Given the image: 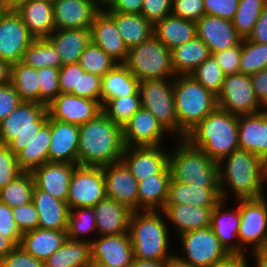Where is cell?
<instances>
[{
	"instance_id": "cell-1",
	"label": "cell",
	"mask_w": 267,
	"mask_h": 267,
	"mask_svg": "<svg viewBox=\"0 0 267 267\" xmlns=\"http://www.w3.org/2000/svg\"><path fill=\"white\" fill-rule=\"evenodd\" d=\"M221 200L259 199L266 196L262 158L244 149H236L218 162ZM231 196V197H230Z\"/></svg>"
},
{
	"instance_id": "cell-2",
	"label": "cell",
	"mask_w": 267,
	"mask_h": 267,
	"mask_svg": "<svg viewBox=\"0 0 267 267\" xmlns=\"http://www.w3.org/2000/svg\"><path fill=\"white\" fill-rule=\"evenodd\" d=\"M122 126L103 112L79 126L78 165L104 167L120 161L124 153Z\"/></svg>"
},
{
	"instance_id": "cell-3",
	"label": "cell",
	"mask_w": 267,
	"mask_h": 267,
	"mask_svg": "<svg viewBox=\"0 0 267 267\" xmlns=\"http://www.w3.org/2000/svg\"><path fill=\"white\" fill-rule=\"evenodd\" d=\"M129 235L134 258L166 260L175 251L170 230L163 211H133L129 222ZM172 246V247H171Z\"/></svg>"
},
{
	"instance_id": "cell-4",
	"label": "cell",
	"mask_w": 267,
	"mask_h": 267,
	"mask_svg": "<svg viewBox=\"0 0 267 267\" xmlns=\"http://www.w3.org/2000/svg\"><path fill=\"white\" fill-rule=\"evenodd\" d=\"M238 116L216 107L185 139L217 163L239 148Z\"/></svg>"
},
{
	"instance_id": "cell-5",
	"label": "cell",
	"mask_w": 267,
	"mask_h": 267,
	"mask_svg": "<svg viewBox=\"0 0 267 267\" xmlns=\"http://www.w3.org/2000/svg\"><path fill=\"white\" fill-rule=\"evenodd\" d=\"M172 144L169 166L175 181L202 187H219L216 161L203 150L193 147L186 139H174Z\"/></svg>"
},
{
	"instance_id": "cell-6",
	"label": "cell",
	"mask_w": 267,
	"mask_h": 267,
	"mask_svg": "<svg viewBox=\"0 0 267 267\" xmlns=\"http://www.w3.org/2000/svg\"><path fill=\"white\" fill-rule=\"evenodd\" d=\"M173 94L178 118V139H185L186 134L217 107V96L191 75L174 77Z\"/></svg>"
},
{
	"instance_id": "cell-7",
	"label": "cell",
	"mask_w": 267,
	"mask_h": 267,
	"mask_svg": "<svg viewBox=\"0 0 267 267\" xmlns=\"http://www.w3.org/2000/svg\"><path fill=\"white\" fill-rule=\"evenodd\" d=\"M47 105L21 102L8 117L0 122V144H5L17 155L48 122Z\"/></svg>"
},
{
	"instance_id": "cell-8",
	"label": "cell",
	"mask_w": 267,
	"mask_h": 267,
	"mask_svg": "<svg viewBox=\"0 0 267 267\" xmlns=\"http://www.w3.org/2000/svg\"><path fill=\"white\" fill-rule=\"evenodd\" d=\"M123 64L139 81L175 77L171 51L154 35L130 48Z\"/></svg>"
},
{
	"instance_id": "cell-9",
	"label": "cell",
	"mask_w": 267,
	"mask_h": 267,
	"mask_svg": "<svg viewBox=\"0 0 267 267\" xmlns=\"http://www.w3.org/2000/svg\"><path fill=\"white\" fill-rule=\"evenodd\" d=\"M173 86L174 78L139 81V93L142 107L157 118L173 139H178V118Z\"/></svg>"
},
{
	"instance_id": "cell-10",
	"label": "cell",
	"mask_w": 267,
	"mask_h": 267,
	"mask_svg": "<svg viewBox=\"0 0 267 267\" xmlns=\"http://www.w3.org/2000/svg\"><path fill=\"white\" fill-rule=\"evenodd\" d=\"M176 239L181 247L177 255L192 267H210L230 254L210 227L186 232ZM178 249H182L181 254Z\"/></svg>"
},
{
	"instance_id": "cell-11",
	"label": "cell",
	"mask_w": 267,
	"mask_h": 267,
	"mask_svg": "<svg viewBox=\"0 0 267 267\" xmlns=\"http://www.w3.org/2000/svg\"><path fill=\"white\" fill-rule=\"evenodd\" d=\"M238 240L247 251L267 248V195L259 199L239 200Z\"/></svg>"
},
{
	"instance_id": "cell-12",
	"label": "cell",
	"mask_w": 267,
	"mask_h": 267,
	"mask_svg": "<svg viewBox=\"0 0 267 267\" xmlns=\"http://www.w3.org/2000/svg\"><path fill=\"white\" fill-rule=\"evenodd\" d=\"M217 107L237 116L265 109L256 98L250 75L241 72L225 76L222 89L217 95Z\"/></svg>"
},
{
	"instance_id": "cell-13",
	"label": "cell",
	"mask_w": 267,
	"mask_h": 267,
	"mask_svg": "<svg viewBox=\"0 0 267 267\" xmlns=\"http://www.w3.org/2000/svg\"><path fill=\"white\" fill-rule=\"evenodd\" d=\"M106 197L102 167L77 166L69 184V209L94 207Z\"/></svg>"
},
{
	"instance_id": "cell-14",
	"label": "cell",
	"mask_w": 267,
	"mask_h": 267,
	"mask_svg": "<svg viewBox=\"0 0 267 267\" xmlns=\"http://www.w3.org/2000/svg\"><path fill=\"white\" fill-rule=\"evenodd\" d=\"M35 40L14 9L0 16V60L10 64L22 61L24 52Z\"/></svg>"
},
{
	"instance_id": "cell-15",
	"label": "cell",
	"mask_w": 267,
	"mask_h": 267,
	"mask_svg": "<svg viewBox=\"0 0 267 267\" xmlns=\"http://www.w3.org/2000/svg\"><path fill=\"white\" fill-rule=\"evenodd\" d=\"M122 131L125 147L170 145V140L166 138L170 136L171 139V135L157 118L143 107L123 125Z\"/></svg>"
},
{
	"instance_id": "cell-16",
	"label": "cell",
	"mask_w": 267,
	"mask_h": 267,
	"mask_svg": "<svg viewBox=\"0 0 267 267\" xmlns=\"http://www.w3.org/2000/svg\"><path fill=\"white\" fill-rule=\"evenodd\" d=\"M50 118L61 122L82 125L96 118L102 110L97 100L79 97L70 93H60L48 105Z\"/></svg>"
},
{
	"instance_id": "cell-17",
	"label": "cell",
	"mask_w": 267,
	"mask_h": 267,
	"mask_svg": "<svg viewBox=\"0 0 267 267\" xmlns=\"http://www.w3.org/2000/svg\"><path fill=\"white\" fill-rule=\"evenodd\" d=\"M165 145L125 147L121 160L139 182L159 174L169 164V149Z\"/></svg>"
},
{
	"instance_id": "cell-18",
	"label": "cell",
	"mask_w": 267,
	"mask_h": 267,
	"mask_svg": "<svg viewBox=\"0 0 267 267\" xmlns=\"http://www.w3.org/2000/svg\"><path fill=\"white\" fill-rule=\"evenodd\" d=\"M91 261L107 267H130L134 258L129 232L97 235L90 243Z\"/></svg>"
},
{
	"instance_id": "cell-19",
	"label": "cell",
	"mask_w": 267,
	"mask_h": 267,
	"mask_svg": "<svg viewBox=\"0 0 267 267\" xmlns=\"http://www.w3.org/2000/svg\"><path fill=\"white\" fill-rule=\"evenodd\" d=\"M234 201L237 204L235 203L232 208L228 205V203L231 202H227L225 200H221L213 208L210 228L230 254H247L248 252L240 245L238 240V230L241 216L239 210V200Z\"/></svg>"
},
{
	"instance_id": "cell-20",
	"label": "cell",
	"mask_w": 267,
	"mask_h": 267,
	"mask_svg": "<svg viewBox=\"0 0 267 267\" xmlns=\"http://www.w3.org/2000/svg\"><path fill=\"white\" fill-rule=\"evenodd\" d=\"M106 196L138 211V181L120 160L102 167Z\"/></svg>"
},
{
	"instance_id": "cell-21",
	"label": "cell",
	"mask_w": 267,
	"mask_h": 267,
	"mask_svg": "<svg viewBox=\"0 0 267 267\" xmlns=\"http://www.w3.org/2000/svg\"><path fill=\"white\" fill-rule=\"evenodd\" d=\"M196 23L197 37L208 46L211 55L242 43L243 38L230 20L203 15Z\"/></svg>"
},
{
	"instance_id": "cell-22",
	"label": "cell",
	"mask_w": 267,
	"mask_h": 267,
	"mask_svg": "<svg viewBox=\"0 0 267 267\" xmlns=\"http://www.w3.org/2000/svg\"><path fill=\"white\" fill-rule=\"evenodd\" d=\"M101 9L94 0H56L53 2L55 28H91Z\"/></svg>"
},
{
	"instance_id": "cell-23",
	"label": "cell",
	"mask_w": 267,
	"mask_h": 267,
	"mask_svg": "<svg viewBox=\"0 0 267 267\" xmlns=\"http://www.w3.org/2000/svg\"><path fill=\"white\" fill-rule=\"evenodd\" d=\"M77 164L46 162L31 173L34 185L54 198L67 202L69 184Z\"/></svg>"
},
{
	"instance_id": "cell-24",
	"label": "cell",
	"mask_w": 267,
	"mask_h": 267,
	"mask_svg": "<svg viewBox=\"0 0 267 267\" xmlns=\"http://www.w3.org/2000/svg\"><path fill=\"white\" fill-rule=\"evenodd\" d=\"M79 126L51 118L49 162H66L78 165Z\"/></svg>"
},
{
	"instance_id": "cell-25",
	"label": "cell",
	"mask_w": 267,
	"mask_h": 267,
	"mask_svg": "<svg viewBox=\"0 0 267 267\" xmlns=\"http://www.w3.org/2000/svg\"><path fill=\"white\" fill-rule=\"evenodd\" d=\"M91 41L117 63L125 62L129 50L114 20L103 9L96 14L91 25Z\"/></svg>"
},
{
	"instance_id": "cell-26",
	"label": "cell",
	"mask_w": 267,
	"mask_h": 267,
	"mask_svg": "<svg viewBox=\"0 0 267 267\" xmlns=\"http://www.w3.org/2000/svg\"><path fill=\"white\" fill-rule=\"evenodd\" d=\"M214 207L192 205H165L162 210L170 230L176 238L186 232L210 227L211 213Z\"/></svg>"
},
{
	"instance_id": "cell-27",
	"label": "cell",
	"mask_w": 267,
	"mask_h": 267,
	"mask_svg": "<svg viewBox=\"0 0 267 267\" xmlns=\"http://www.w3.org/2000/svg\"><path fill=\"white\" fill-rule=\"evenodd\" d=\"M239 148L259 157L267 154V109L238 116Z\"/></svg>"
},
{
	"instance_id": "cell-28",
	"label": "cell",
	"mask_w": 267,
	"mask_h": 267,
	"mask_svg": "<svg viewBox=\"0 0 267 267\" xmlns=\"http://www.w3.org/2000/svg\"><path fill=\"white\" fill-rule=\"evenodd\" d=\"M97 235H115L128 232L133 212L127 205L105 197L94 207Z\"/></svg>"
},
{
	"instance_id": "cell-29",
	"label": "cell",
	"mask_w": 267,
	"mask_h": 267,
	"mask_svg": "<svg viewBox=\"0 0 267 267\" xmlns=\"http://www.w3.org/2000/svg\"><path fill=\"white\" fill-rule=\"evenodd\" d=\"M35 39L48 38L56 29L53 3L45 0H28L14 9Z\"/></svg>"
},
{
	"instance_id": "cell-30",
	"label": "cell",
	"mask_w": 267,
	"mask_h": 267,
	"mask_svg": "<svg viewBox=\"0 0 267 267\" xmlns=\"http://www.w3.org/2000/svg\"><path fill=\"white\" fill-rule=\"evenodd\" d=\"M221 201L219 187H202L170 179L165 205L215 207Z\"/></svg>"
},
{
	"instance_id": "cell-31",
	"label": "cell",
	"mask_w": 267,
	"mask_h": 267,
	"mask_svg": "<svg viewBox=\"0 0 267 267\" xmlns=\"http://www.w3.org/2000/svg\"><path fill=\"white\" fill-rule=\"evenodd\" d=\"M47 39L59 53L62 65L77 63L91 42V28L55 29Z\"/></svg>"
},
{
	"instance_id": "cell-32",
	"label": "cell",
	"mask_w": 267,
	"mask_h": 267,
	"mask_svg": "<svg viewBox=\"0 0 267 267\" xmlns=\"http://www.w3.org/2000/svg\"><path fill=\"white\" fill-rule=\"evenodd\" d=\"M32 201L38 211L39 228L67 230L70 211L67 202L54 198L36 186L33 190Z\"/></svg>"
},
{
	"instance_id": "cell-33",
	"label": "cell",
	"mask_w": 267,
	"mask_h": 267,
	"mask_svg": "<svg viewBox=\"0 0 267 267\" xmlns=\"http://www.w3.org/2000/svg\"><path fill=\"white\" fill-rule=\"evenodd\" d=\"M171 179L169 164L159 173L138 182V210L162 211Z\"/></svg>"
},
{
	"instance_id": "cell-34",
	"label": "cell",
	"mask_w": 267,
	"mask_h": 267,
	"mask_svg": "<svg viewBox=\"0 0 267 267\" xmlns=\"http://www.w3.org/2000/svg\"><path fill=\"white\" fill-rule=\"evenodd\" d=\"M66 231L36 228L23 233L19 246L35 258L45 261L66 241Z\"/></svg>"
},
{
	"instance_id": "cell-35",
	"label": "cell",
	"mask_w": 267,
	"mask_h": 267,
	"mask_svg": "<svg viewBox=\"0 0 267 267\" xmlns=\"http://www.w3.org/2000/svg\"><path fill=\"white\" fill-rule=\"evenodd\" d=\"M154 36L171 51L197 37V23L170 14L154 25Z\"/></svg>"
},
{
	"instance_id": "cell-36",
	"label": "cell",
	"mask_w": 267,
	"mask_h": 267,
	"mask_svg": "<svg viewBox=\"0 0 267 267\" xmlns=\"http://www.w3.org/2000/svg\"><path fill=\"white\" fill-rule=\"evenodd\" d=\"M106 13L114 20L128 50L149 40L154 35V25L142 14Z\"/></svg>"
},
{
	"instance_id": "cell-37",
	"label": "cell",
	"mask_w": 267,
	"mask_h": 267,
	"mask_svg": "<svg viewBox=\"0 0 267 267\" xmlns=\"http://www.w3.org/2000/svg\"><path fill=\"white\" fill-rule=\"evenodd\" d=\"M138 90L139 80L123 63H117L101 78V104L112 98L134 95Z\"/></svg>"
},
{
	"instance_id": "cell-38",
	"label": "cell",
	"mask_w": 267,
	"mask_h": 267,
	"mask_svg": "<svg viewBox=\"0 0 267 267\" xmlns=\"http://www.w3.org/2000/svg\"><path fill=\"white\" fill-rule=\"evenodd\" d=\"M210 55L208 46L198 37L174 48L171 58L175 76L190 75Z\"/></svg>"
},
{
	"instance_id": "cell-39",
	"label": "cell",
	"mask_w": 267,
	"mask_h": 267,
	"mask_svg": "<svg viewBox=\"0 0 267 267\" xmlns=\"http://www.w3.org/2000/svg\"><path fill=\"white\" fill-rule=\"evenodd\" d=\"M51 141V118L41 128L36 137L18 154L17 161L23 172H32L34 169L48 162V151Z\"/></svg>"
},
{
	"instance_id": "cell-40",
	"label": "cell",
	"mask_w": 267,
	"mask_h": 267,
	"mask_svg": "<svg viewBox=\"0 0 267 267\" xmlns=\"http://www.w3.org/2000/svg\"><path fill=\"white\" fill-rule=\"evenodd\" d=\"M90 262L88 242L66 239L63 245L44 261V267H87Z\"/></svg>"
},
{
	"instance_id": "cell-41",
	"label": "cell",
	"mask_w": 267,
	"mask_h": 267,
	"mask_svg": "<svg viewBox=\"0 0 267 267\" xmlns=\"http://www.w3.org/2000/svg\"><path fill=\"white\" fill-rule=\"evenodd\" d=\"M10 83L22 102L39 103V77L37 69L17 62L11 64Z\"/></svg>"
},
{
	"instance_id": "cell-42",
	"label": "cell",
	"mask_w": 267,
	"mask_h": 267,
	"mask_svg": "<svg viewBox=\"0 0 267 267\" xmlns=\"http://www.w3.org/2000/svg\"><path fill=\"white\" fill-rule=\"evenodd\" d=\"M67 239L85 241L89 244L97 236L93 207L71 208L68 217Z\"/></svg>"
},
{
	"instance_id": "cell-43",
	"label": "cell",
	"mask_w": 267,
	"mask_h": 267,
	"mask_svg": "<svg viewBox=\"0 0 267 267\" xmlns=\"http://www.w3.org/2000/svg\"><path fill=\"white\" fill-rule=\"evenodd\" d=\"M21 62L35 69H60L63 66L59 53L47 38L35 39L24 52Z\"/></svg>"
},
{
	"instance_id": "cell-44",
	"label": "cell",
	"mask_w": 267,
	"mask_h": 267,
	"mask_svg": "<svg viewBox=\"0 0 267 267\" xmlns=\"http://www.w3.org/2000/svg\"><path fill=\"white\" fill-rule=\"evenodd\" d=\"M34 179L31 172H23L14 181L0 190V202L11 208L32 202Z\"/></svg>"
},
{
	"instance_id": "cell-45",
	"label": "cell",
	"mask_w": 267,
	"mask_h": 267,
	"mask_svg": "<svg viewBox=\"0 0 267 267\" xmlns=\"http://www.w3.org/2000/svg\"><path fill=\"white\" fill-rule=\"evenodd\" d=\"M142 107L139 90L134 95L109 99L103 113L113 122L123 125Z\"/></svg>"
},
{
	"instance_id": "cell-46",
	"label": "cell",
	"mask_w": 267,
	"mask_h": 267,
	"mask_svg": "<svg viewBox=\"0 0 267 267\" xmlns=\"http://www.w3.org/2000/svg\"><path fill=\"white\" fill-rule=\"evenodd\" d=\"M267 67V43H256L247 38L241 43L240 72L251 75Z\"/></svg>"
},
{
	"instance_id": "cell-47",
	"label": "cell",
	"mask_w": 267,
	"mask_h": 267,
	"mask_svg": "<svg viewBox=\"0 0 267 267\" xmlns=\"http://www.w3.org/2000/svg\"><path fill=\"white\" fill-rule=\"evenodd\" d=\"M78 63L85 72L101 78L117 64L114 59L92 41L81 54Z\"/></svg>"
},
{
	"instance_id": "cell-48",
	"label": "cell",
	"mask_w": 267,
	"mask_h": 267,
	"mask_svg": "<svg viewBox=\"0 0 267 267\" xmlns=\"http://www.w3.org/2000/svg\"><path fill=\"white\" fill-rule=\"evenodd\" d=\"M190 75L216 96L220 93L226 76L213 55H210Z\"/></svg>"
},
{
	"instance_id": "cell-49",
	"label": "cell",
	"mask_w": 267,
	"mask_h": 267,
	"mask_svg": "<svg viewBox=\"0 0 267 267\" xmlns=\"http://www.w3.org/2000/svg\"><path fill=\"white\" fill-rule=\"evenodd\" d=\"M37 73L39 77V104L48 105L60 94L59 69L44 67L37 69Z\"/></svg>"
},
{
	"instance_id": "cell-50",
	"label": "cell",
	"mask_w": 267,
	"mask_h": 267,
	"mask_svg": "<svg viewBox=\"0 0 267 267\" xmlns=\"http://www.w3.org/2000/svg\"><path fill=\"white\" fill-rule=\"evenodd\" d=\"M22 173L23 171L17 161V155L7 145L0 144V190Z\"/></svg>"
},
{
	"instance_id": "cell-51",
	"label": "cell",
	"mask_w": 267,
	"mask_h": 267,
	"mask_svg": "<svg viewBox=\"0 0 267 267\" xmlns=\"http://www.w3.org/2000/svg\"><path fill=\"white\" fill-rule=\"evenodd\" d=\"M80 72H85L77 63L63 65L59 69L60 93H70L79 96Z\"/></svg>"
},
{
	"instance_id": "cell-52",
	"label": "cell",
	"mask_w": 267,
	"mask_h": 267,
	"mask_svg": "<svg viewBox=\"0 0 267 267\" xmlns=\"http://www.w3.org/2000/svg\"><path fill=\"white\" fill-rule=\"evenodd\" d=\"M11 211L22 234L39 228V215L33 201L23 206L11 208Z\"/></svg>"
},
{
	"instance_id": "cell-53",
	"label": "cell",
	"mask_w": 267,
	"mask_h": 267,
	"mask_svg": "<svg viewBox=\"0 0 267 267\" xmlns=\"http://www.w3.org/2000/svg\"><path fill=\"white\" fill-rule=\"evenodd\" d=\"M171 14L197 22L205 15L203 0H173Z\"/></svg>"
},
{
	"instance_id": "cell-54",
	"label": "cell",
	"mask_w": 267,
	"mask_h": 267,
	"mask_svg": "<svg viewBox=\"0 0 267 267\" xmlns=\"http://www.w3.org/2000/svg\"><path fill=\"white\" fill-rule=\"evenodd\" d=\"M225 75L240 73L241 44L212 54Z\"/></svg>"
},
{
	"instance_id": "cell-55",
	"label": "cell",
	"mask_w": 267,
	"mask_h": 267,
	"mask_svg": "<svg viewBox=\"0 0 267 267\" xmlns=\"http://www.w3.org/2000/svg\"><path fill=\"white\" fill-rule=\"evenodd\" d=\"M203 4L205 15L232 21L239 6V0H203Z\"/></svg>"
},
{
	"instance_id": "cell-56",
	"label": "cell",
	"mask_w": 267,
	"mask_h": 267,
	"mask_svg": "<svg viewBox=\"0 0 267 267\" xmlns=\"http://www.w3.org/2000/svg\"><path fill=\"white\" fill-rule=\"evenodd\" d=\"M173 0H143L141 14L153 25L170 15Z\"/></svg>"
},
{
	"instance_id": "cell-57",
	"label": "cell",
	"mask_w": 267,
	"mask_h": 267,
	"mask_svg": "<svg viewBox=\"0 0 267 267\" xmlns=\"http://www.w3.org/2000/svg\"><path fill=\"white\" fill-rule=\"evenodd\" d=\"M0 267H44V261L35 258L17 246L2 259Z\"/></svg>"
},
{
	"instance_id": "cell-58",
	"label": "cell",
	"mask_w": 267,
	"mask_h": 267,
	"mask_svg": "<svg viewBox=\"0 0 267 267\" xmlns=\"http://www.w3.org/2000/svg\"><path fill=\"white\" fill-rule=\"evenodd\" d=\"M0 233L10 238L17 246L20 245L22 233L14 221L11 207L0 202Z\"/></svg>"
},
{
	"instance_id": "cell-59",
	"label": "cell",
	"mask_w": 267,
	"mask_h": 267,
	"mask_svg": "<svg viewBox=\"0 0 267 267\" xmlns=\"http://www.w3.org/2000/svg\"><path fill=\"white\" fill-rule=\"evenodd\" d=\"M79 97L97 100L101 103V77L89 72H80Z\"/></svg>"
},
{
	"instance_id": "cell-60",
	"label": "cell",
	"mask_w": 267,
	"mask_h": 267,
	"mask_svg": "<svg viewBox=\"0 0 267 267\" xmlns=\"http://www.w3.org/2000/svg\"><path fill=\"white\" fill-rule=\"evenodd\" d=\"M22 101L11 83L0 86V122L9 116Z\"/></svg>"
},
{
	"instance_id": "cell-61",
	"label": "cell",
	"mask_w": 267,
	"mask_h": 267,
	"mask_svg": "<svg viewBox=\"0 0 267 267\" xmlns=\"http://www.w3.org/2000/svg\"><path fill=\"white\" fill-rule=\"evenodd\" d=\"M261 12H248L237 10L232 20L237 33L246 39L251 34Z\"/></svg>"
},
{
	"instance_id": "cell-62",
	"label": "cell",
	"mask_w": 267,
	"mask_h": 267,
	"mask_svg": "<svg viewBox=\"0 0 267 267\" xmlns=\"http://www.w3.org/2000/svg\"><path fill=\"white\" fill-rule=\"evenodd\" d=\"M250 79L256 98L267 109V67L251 74Z\"/></svg>"
},
{
	"instance_id": "cell-63",
	"label": "cell",
	"mask_w": 267,
	"mask_h": 267,
	"mask_svg": "<svg viewBox=\"0 0 267 267\" xmlns=\"http://www.w3.org/2000/svg\"><path fill=\"white\" fill-rule=\"evenodd\" d=\"M143 0H111L102 9L105 12L141 14Z\"/></svg>"
},
{
	"instance_id": "cell-64",
	"label": "cell",
	"mask_w": 267,
	"mask_h": 267,
	"mask_svg": "<svg viewBox=\"0 0 267 267\" xmlns=\"http://www.w3.org/2000/svg\"><path fill=\"white\" fill-rule=\"evenodd\" d=\"M247 39L256 43H267V4Z\"/></svg>"
},
{
	"instance_id": "cell-65",
	"label": "cell",
	"mask_w": 267,
	"mask_h": 267,
	"mask_svg": "<svg viewBox=\"0 0 267 267\" xmlns=\"http://www.w3.org/2000/svg\"><path fill=\"white\" fill-rule=\"evenodd\" d=\"M210 267H250L248 254H229L226 258Z\"/></svg>"
},
{
	"instance_id": "cell-66",
	"label": "cell",
	"mask_w": 267,
	"mask_h": 267,
	"mask_svg": "<svg viewBox=\"0 0 267 267\" xmlns=\"http://www.w3.org/2000/svg\"><path fill=\"white\" fill-rule=\"evenodd\" d=\"M247 254L248 257L251 256L248 260L249 264L255 265L253 267H267V248L254 249Z\"/></svg>"
},
{
	"instance_id": "cell-67",
	"label": "cell",
	"mask_w": 267,
	"mask_h": 267,
	"mask_svg": "<svg viewBox=\"0 0 267 267\" xmlns=\"http://www.w3.org/2000/svg\"><path fill=\"white\" fill-rule=\"evenodd\" d=\"M266 4L267 0H239V6L237 10L262 12Z\"/></svg>"
},
{
	"instance_id": "cell-68",
	"label": "cell",
	"mask_w": 267,
	"mask_h": 267,
	"mask_svg": "<svg viewBox=\"0 0 267 267\" xmlns=\"http://www.w3.org/2000/svg\"><path fill=\"white\" fill-rule=\"evenodd\" d=\"M17 245L8 237L0 233V262L11 251H13Z\"/></svg>"
},
{
	"instance_id": "cell-69",
	"label": "cell",
	"mask_w": 267,
	"mask_h": 267,
	"mask_svg": "<svg viewBox=\"0 0 267 267\" xmlns=\"http://www.w3.org/2000/svg\"><path fill=\"white\" fill-rule=\"evenodd\" d=\"M130 267H165V260H144L133 258Z\"/></svg>"
},
{
	"instance_id": "cell-70",
	"label": "cell",
	"mask_w": 267,
	"mask_h": 267,
	"mask_svg": "<svg viewBox=\"0 0 267 267\" xmlns=\"http://www.w3.org/2000/svg\"><path fill=\"white\" fill-rule=\"evenodd\" d=\"M11 64L0 60V86L10 83Z\"/></svg>"
},
{
	"instance_id": "cell-71",
	"label": "cell",
	"mask_w": 267,
	"mask_h": 267,
	"mask_svg": "<svg viewBox=\"0 0 267 267\" xmlns=\"http://www.w3.org/2000/svg\"><path fill=\"white\" fill-rule=\"evenodd\" d=\"M165 267H192L187 261L182 260L175 252L165 260Z\"/></svg>"
},
{
	"instance_id": "cell-72",
	"label": "cell",
	"mask_w": 267,
	"mask_h": 267,
	"mask_svg": "<svg viewBox=\"0 0 267 267\" xmlns=\"http://www.w3.org/2000/svg\"><path fill=\"white\" fill-rule=\"evenodd\" d=\"M28 0H0L6 9H15L19 4Z\"/></svg>"
},
{
	"instance_id": "cell-73",
	"label": "cell",
	"mask_w": 267,
	"mask_h": 267,
	"mask_svg": "<svg viewBox=\"0 0 267 267\" xmlns=\"http://www.w3.org/2000/svg\"><path fill=\"white\" fill-rule=\"evenodd\" d=\"M262 172L267 185V154L262 157Z\"/></svg>"
},
{
	"instance_id": "cell-74",
	"label": "cell",
	"mask_w": 267,
	"mask_h": 267,
	"mask_svg": "<svg viewBox=\"0 0 267 267\" xmlns=\"http://www.w3.org/2000/svg\"><path fill=\"white\" fill-rule=\"evenodd\" d=\"M101 8L107 6L111 0H94Z\"/></svg>"
},
{
	"instance_id": "cell-75",
	"label": "cell",
	"mask_w": 267,
	"mask_h": 267,
	"mask_svg": "<svg viewBox=\"0 0 267 267\" xmlns=\"http://www.w3.org/2000/svg\"><path fill=\"white\" fill-rule=\"evenodd\" d=\"M87 267H107V266L100 264L96 261H91Z\"/></svg>"
},
{
	"instance_id": "cell-76",
	"label": "cell",
	"mask_w": 267,
	"mask_h": 267,
	"mask_svg": "<svg viewBox=\"0 0 267 267\" xmlns=\"http://www.w3.org/2000/svg\"><path fill=\"white\" fill-rule=\"evenodd\" d=\"M6 8L3 6V4H0V16L1 14L3 13V11L5 10Z\"/></svg>"
},
{
	"instance_id": "cell-77",
	"label": "cell",
	"mask_w": 267,
	"mask_h": 267,
	"mask_svg": "<svg viewBox=\"0 0 267 267\" xmlns=\"http://www.w3.org/2000/svg\"><path fill=\"white\" fill-rule=\"evenodd\" d=\"M45 1H50V2H52V3H53V2H55L56 0H45Z\"/></svg>"
}]
</instances>
